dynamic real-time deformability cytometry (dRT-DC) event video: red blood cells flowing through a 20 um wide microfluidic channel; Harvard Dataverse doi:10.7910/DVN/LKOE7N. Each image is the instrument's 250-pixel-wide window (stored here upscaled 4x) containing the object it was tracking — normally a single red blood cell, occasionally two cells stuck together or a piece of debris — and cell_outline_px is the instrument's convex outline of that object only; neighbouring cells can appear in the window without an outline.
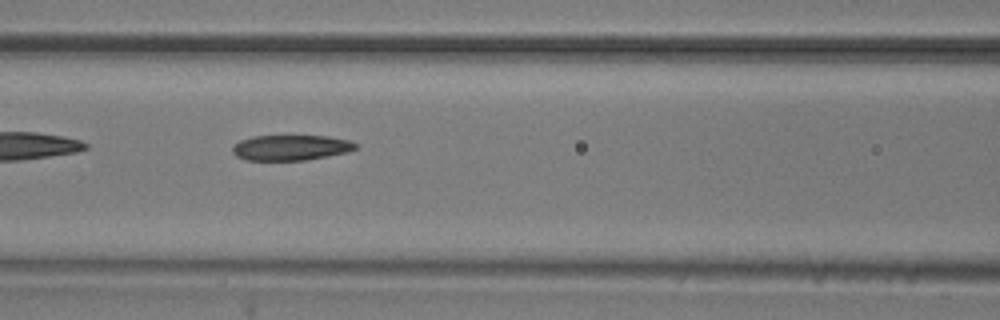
{"species": "common noctule bat (a hibernating species)", "species_latin": "Nyctalus noctula", "temperature_condition": "room temperature", "stored_images_in_passage": 11, "camera_frame_rate_fps": 3000, "um_per_image_px": 0.085, "animal": {"sex": "male", "body_mass_g": 20.5, "forearm_length_mm": 52.5}, "frame": {"image": 1, "passage_image": 7, "time_ms": 7.667, "image_size_px": [1000, 320], "cell_outline_px": [[360, 144], [356, 148], [348, 152], [328, 156], [304, 160], [248, 160], [236, 156], [232, 152], [232, 148], [240, 140], [252, 136], [328, 136], [348, 140]], "centroid_in_image_um": [24.74, 12.54], "position_along_channel_um": 141.9, "area_um2": 18.21}}
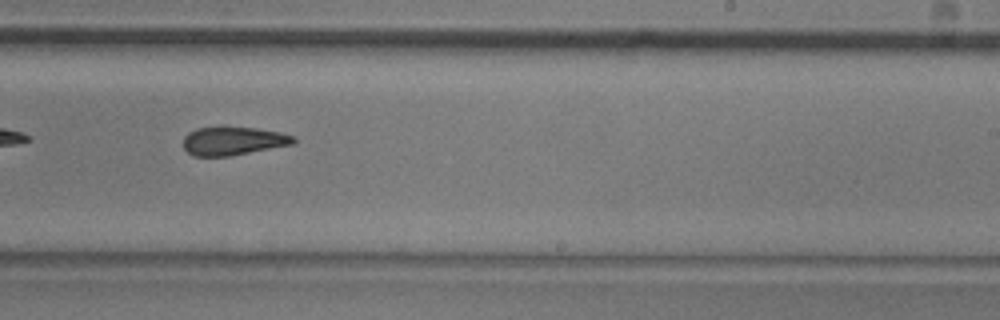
{"frame": {"image": 2, "passage_image": 10, "time_ms": 11.0, "image_size_px": [1000, 320], "cell_outline_px": [[296, 140], [292, 144], [228, 156], [192, 156], [184, 148], [184, 136], [188, 132], [196, 128], [220, 124], [256, 128], [280, 132], [296, 136]], "centroid_in_image_um": [19.77, 11.93], "position_along_channel_um": 269.2, "area_um2": 18.79}}
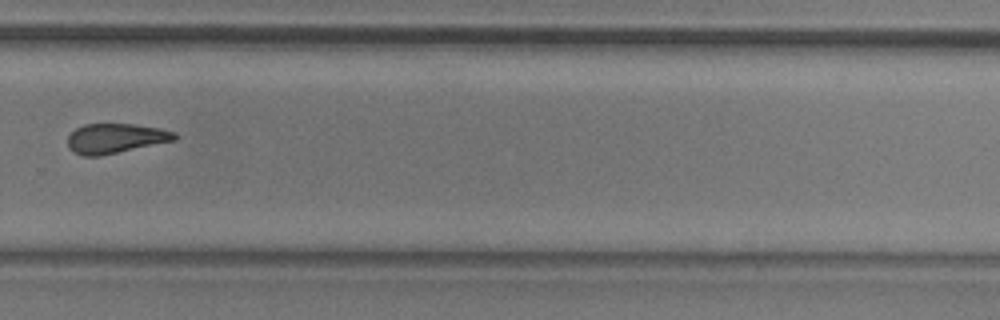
{"frame": {"image": 3, "passage_image": 11, "time_ms": 12.333, "image_size_px": [1000, 320], "cell_outline_px": [[180, 136], [176, 140], [100, 156], [84, 156], [76, 152], [68, 144], [68, 136], [76, 128], [84, 124], [132, 124], [160, 128], [176, 132]], "centroid_in_image_um": [9.88, 11.75], "position_along_channel_um": 319.9, "area_um2": 18.44}}